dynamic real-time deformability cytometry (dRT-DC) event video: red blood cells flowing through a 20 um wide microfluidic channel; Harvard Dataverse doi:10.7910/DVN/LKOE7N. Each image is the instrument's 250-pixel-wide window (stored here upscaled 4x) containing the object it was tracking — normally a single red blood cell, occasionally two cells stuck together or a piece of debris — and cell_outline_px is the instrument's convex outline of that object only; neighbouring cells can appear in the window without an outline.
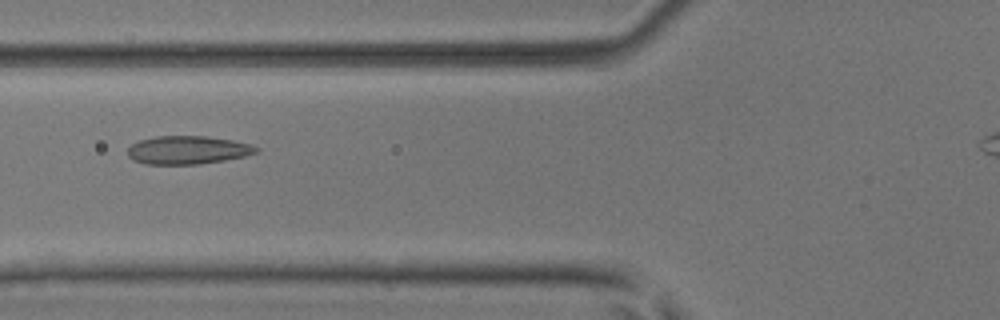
{"species": "common noctule bat (a hibernating species)", "species_latin": "Nyctalus noctula", "temperature_condition": "room temperature", "stored_images_in_passage": 3, "camera_frame_rate_fps": 3000, "um_per_image_px": 0.085, "animal": {"sex": "male", "body_mass_g": 17.9, "forearm_length_mm": 54.2}, "frame": {"image": 1, "passage_image": 2, "time_ms": 0.333, "image_size_px": [1000, 320], "cell_outline_px": [[260, 152], [244, 156], [224, 160], [200, 164], [144, 164], [132, 160], [128, 156], [128, 148], [132, 144], [140, 140], [156, 136], [204, 136], [232, 140], [252, 144], [260, 148]], "centroid_in_image_um": [15.97, 12.75], "position_along_channel_um": 109.8, "area_um2": 21.27}}
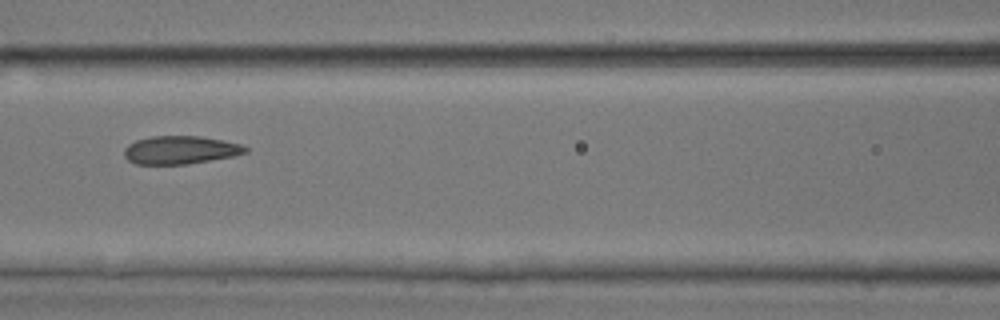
{"frame": {"image": 2, "passage_image": 3, "time_ms": 0.667, "image_size_px": [1000, 320], "cell_outline_px": [[248, 152], [232, 156], [188, 164], [136, 164], [128, 160], [124, 156], [124, 148], [128, 144], [136, 140], [152, 136], [200, 136], [240, 144], [248, 148]], "centroid_in_image_um": [15.29, 12.75], "position_along_channel_um": 151.3, "area_um2": 19.77}}